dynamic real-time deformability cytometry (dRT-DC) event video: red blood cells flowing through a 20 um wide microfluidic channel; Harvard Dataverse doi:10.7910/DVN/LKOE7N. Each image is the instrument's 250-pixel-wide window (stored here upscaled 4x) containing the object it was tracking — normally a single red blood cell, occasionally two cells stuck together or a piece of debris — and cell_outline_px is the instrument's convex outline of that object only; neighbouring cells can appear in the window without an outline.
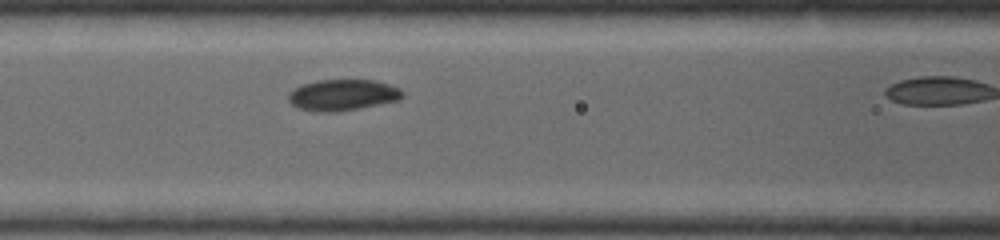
{"species": "common noctule bat (a hibernating species)", "species_latin": "Nyctalus noctula", "temperature_condition": "warm", "stored_images_in_passage": 5, "camera_frame_rate_fps": 5000, "um_per_image_px": 0.085, "animal": {"sex": "female", "body_mass_g": 19.0, "forearm_length_mm": 53.3}, "frame": {"image": 1, "passage_image": 3, "time_ms": 0.8, "image_size_px": [1000, 240], "cell_outline_px": [[404, 96], [400, 100], [340, 112], [316, 112], [296, 108], [288, 100], [288, 92], [304, 84], [316, 80], [376, 80], [400, 88], [404, 92]], "centroid_in_image_um": [29.14, 8.08], "position_along_channel_um": 137.5, "area_um2": 20.98}}